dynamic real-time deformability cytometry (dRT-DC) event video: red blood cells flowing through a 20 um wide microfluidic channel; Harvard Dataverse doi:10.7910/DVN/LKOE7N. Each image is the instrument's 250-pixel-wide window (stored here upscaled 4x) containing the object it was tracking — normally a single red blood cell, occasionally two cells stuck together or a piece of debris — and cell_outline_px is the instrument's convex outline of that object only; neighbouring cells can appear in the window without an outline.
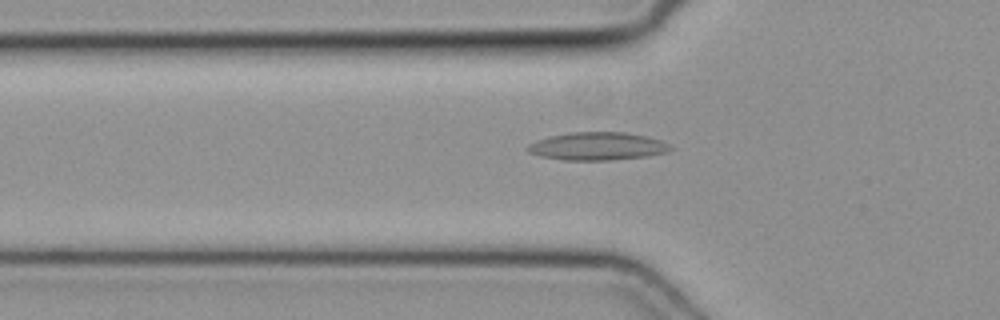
{"species": "common noctule bat (a hibernating species)", "species_latin": "Nyctalus noctula", "temperature_condition": "cold", "stored_images_in_passage": 32, "camera_frame_rate_fps": 3000, "um_per_image_px": 0.085, "animal": {"sex": "female", "body_mass_g": 19.3, "forearm_length_mm": 54.1}, "frame": {"image": 1, "passage_image": 4, "time_ms": 1.0, "image_size_px": [1000, 320], "cell_outline_px": [[672, 148], [668, 152], [648, 156], [612, 160], [564, 160], [540, 156], [528, 152], [524, 148], [528, 144], [536, 140], [548, 136], [568, 132], [624, 132], [648, 136], [660, 140], [668, 144]], "centroid_in_image_um": [50.74, 12.42], "position_along_channel_um": 75.1, "area_um2": 23.47}}
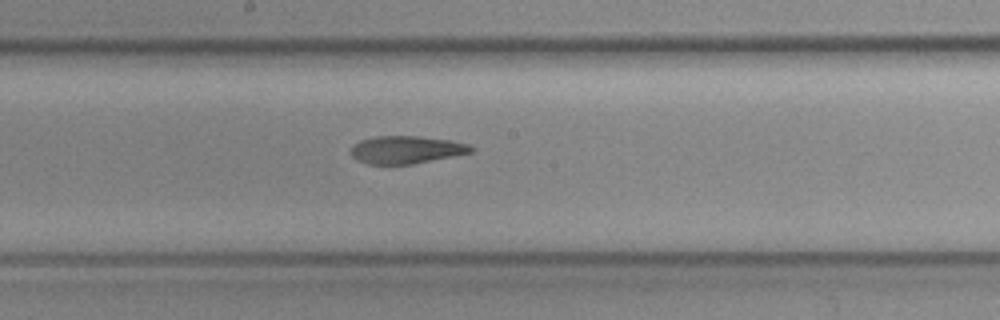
{"frame": {"image": 2, "passage_image": 14, "time_ms": 4.333, "image_size_px": [1000, 320], "cell_outline_px": [[476, 148], [472, 152], [412, 164], [368, 164], [356, 160], [352, 156], [352, 144], [360, 140], [376, 136], [416, 136], [448, 140], [468, 144]], "centroid_in_image_um": [34.5, 12.72], "position_along_channel_um": 213.7, "area_um2": 19.25}}
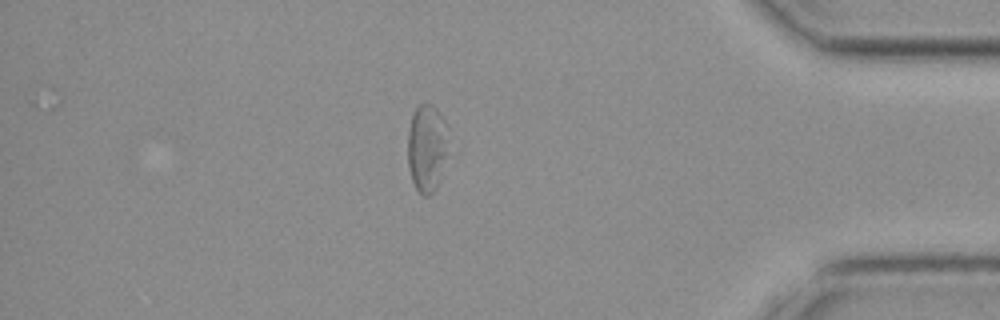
{"frame": {"image": 3, "passage_image": 30, "time_ms": 9.667, "image_size_px": [1000, 320], "cell_outline_px": [[444, 156], [440, 180], [436, 188], [428, 196], [424, 196], [416, 188], [412, 180], [408, 168], [408, 132], [412, 112], [420, 104], [432, 104], [436, 108], [444, 120]], "centroid_in_image_um": [36.21, 12.58], "position_along_channel_um": 399.0, "area_um2": 19.94}}